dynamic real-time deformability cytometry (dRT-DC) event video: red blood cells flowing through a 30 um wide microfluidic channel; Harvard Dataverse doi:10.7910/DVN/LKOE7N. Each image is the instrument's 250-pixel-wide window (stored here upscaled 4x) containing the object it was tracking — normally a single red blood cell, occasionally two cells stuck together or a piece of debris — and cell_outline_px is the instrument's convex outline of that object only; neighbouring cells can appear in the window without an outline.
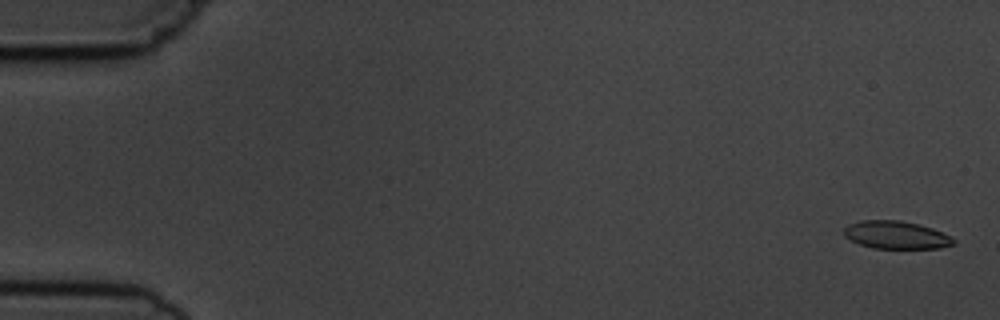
{"species": "common noctule bat (a hibernating species)", "species_latin": "Nyctalus noctula", "temperature_condition": "cold", "stored_images_in_passage": 7, "camera_frame_rate_fps": 3000, "um_per_image_px": 0.085, "animal": {"sex": "male", "body_mass_g": 19.5, "forearm_length_mm": 54.6}, "frame": {"image": 1, "passage_image": 1, "time_ms": 0.0, "image_size_px": [1000, 320], "cell_outline_px": [[956, 244], [940, 248], [872, 248], [860, 244], [844, 236], [844, 228], [848, 224], [860, 220], [900, 220], [932, 228], [952, 236], [956, 240]], "centroid_in_image_um": [76.19, 19.97], "position_along_channel_um": 8.8, "area_um2": 17.8}}
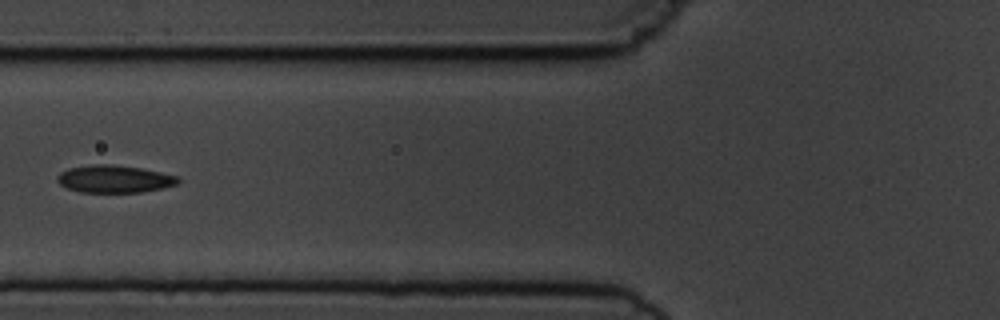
{"frame": {"image": 2, "passage_image": 6, "time_ms": 6.667, "image_size_px": [1000, 320], "cell_outline_px": [[180, 180], [176, 184], [164, 188], [140, 192], [80, 192], [68, 188], [60, 184], [56, 180], [56, 176], [60, 172], [68, 168], [92, 164], [112, 164], [140, 168], [160, 172], [176, 176]], "centroid_in_image_um": [9.68, 15.21], "position_along_channel_um": 116.1, "area_um2": 19.31}}
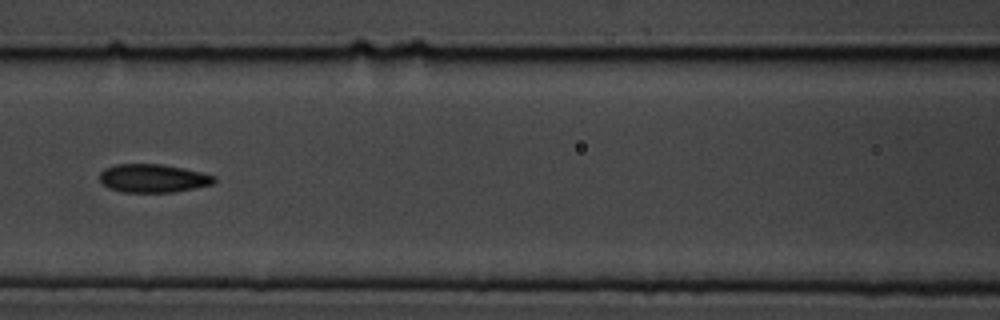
{"frame": {"image": 3, "passage_image": 7, "time_ms": 7.667, "image_size_px": [1000, 320], "cell_outline_px": [[216, 180], [212, 184], [196, 188], [172, 192], [120, 192], [108, 188], [100, 180], [100, 172], [104, 168], [116, 164], [160, 164], [184, 168], [216, 176]], "centroid_in_image_um": [13.0, 15.15], "position_along_channel_um": 153.6, "area_um2": 18.96}}